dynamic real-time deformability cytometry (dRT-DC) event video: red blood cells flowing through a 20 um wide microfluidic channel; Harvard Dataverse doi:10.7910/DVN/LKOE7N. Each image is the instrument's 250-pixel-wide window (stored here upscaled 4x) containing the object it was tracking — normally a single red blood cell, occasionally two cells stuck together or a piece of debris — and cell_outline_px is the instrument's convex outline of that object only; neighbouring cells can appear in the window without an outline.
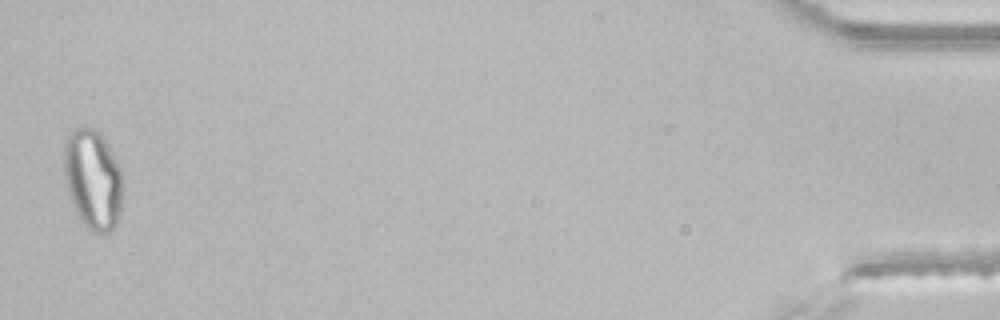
{"species": "common noctule bat (a hibernating species)", "species_latin": "Nyctalus noctula", "temperature_condition": "room temperature", "stored_images_in_passage": 47, "segment_of_instrument_passage": [2, 2], "camera_frame_rate_fps": 3000, "um_per_image_px": 0.085, "animal": {"sex": "male", "body_mass_g": 21.5, "forearm_length_mm": 52.0}, "frame": {"image": 1, "passage_image": 47, "time_ms": 15.333, "image_size_px": [1000, 320], "cell_outline_px": [[124, 188], [120, 216], [116, 224], [108, 232], [92, 232], [80, 220], [68, 192], [64, 176], [64, 144], [68, 132], [72, 128], [92, 128], [100, 132], [116, 160], [120, 168]], "centroid_in_image_um": [7.9, 15.24], "position_along_channel_um": 427.3, "area_um2": 34.45}}